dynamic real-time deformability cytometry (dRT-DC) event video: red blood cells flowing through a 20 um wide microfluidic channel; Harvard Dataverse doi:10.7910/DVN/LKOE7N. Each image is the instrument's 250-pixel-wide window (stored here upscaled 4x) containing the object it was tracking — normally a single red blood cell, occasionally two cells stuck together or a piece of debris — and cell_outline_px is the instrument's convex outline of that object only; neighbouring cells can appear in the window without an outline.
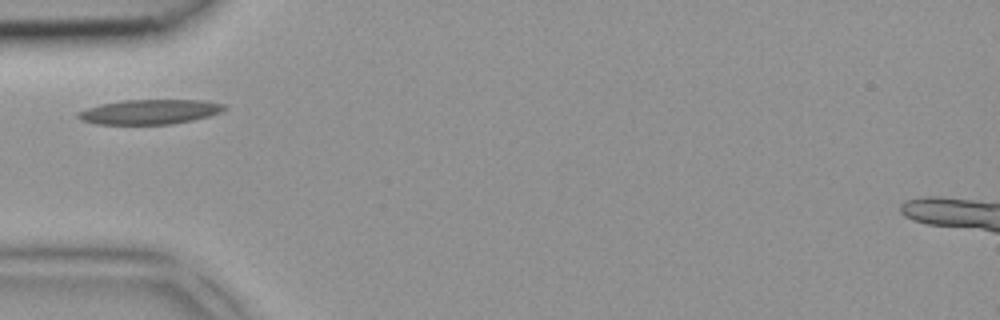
{"species": "common noctule bat (a hibernating species)", "species_latin": "Nyctalus noctula", "temperature_condition": "room temperature", "stored_images_in_passage": 2, "camera_frame_rate_fps": 3000, "um_per_image_px": 0.085, "animal": {"sex": "female", "body_mass_g": 18.4}, "frame": {"image": 1, "passage_image": 1, "time_ms": 0.0, "image_size_px": [1000, 320], "cell_outline_px": [[228, 108], [220, 112], [208, 116], [192, 120], [172, 124], [96, 124], [80, 120], [76, 116], [76, 112], [100, 104], [124, 100], [200, 100], [224, 104]], "centroid_in_image_um": [12.69, 9.51], "position_along_channel_um": 72.3, "area_um2": 21.04}}